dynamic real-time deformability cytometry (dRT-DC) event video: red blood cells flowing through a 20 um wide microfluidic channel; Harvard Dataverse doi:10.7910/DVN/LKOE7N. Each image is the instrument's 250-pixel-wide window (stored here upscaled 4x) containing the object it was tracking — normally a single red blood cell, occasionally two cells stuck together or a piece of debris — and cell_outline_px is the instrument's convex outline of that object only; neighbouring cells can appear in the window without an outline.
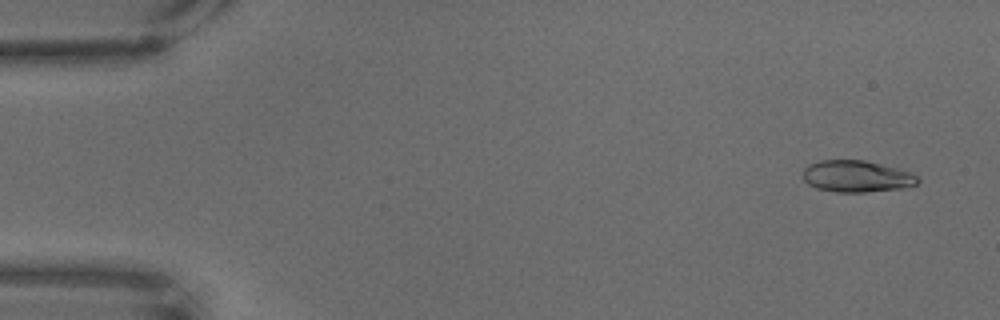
{"species": "common noctule bat (a hibernating species)", "species_latin": "Nyctalus noctula", "temperature_condition": "warm", "stored_images_in_passage": 68, "camera_frame_rate_fps": 3000, "um_per_image_px": 0.085, "animal": {"sex": "male", "body_mass_g": 18.8}, "frame": {"image": 1, "passage_image": 4, "time_ms": 1.0, "image_size_px": [1000, 320], "cell_outline_px": [[920, 180], [916, 184], [904, 188], [864, 192], [836, 192], [816, 188], [808, 184], [804, 180], [804, 168], [808, 164], [820, 160], [864, 160], [912, 172]], "centroid_in_image_um": [72.81, 14.99], "position_along_channel_um": 12.2, "area_um2": 21.15}}
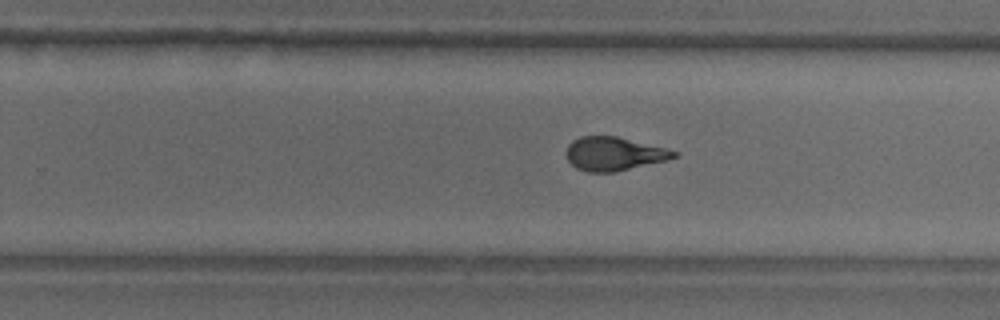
{"frame": {"image": 2, "passage_image": 43, "time_ms": 14.0, "image_size_px": [1000, 320], "cell_outline_px": [[680, 156], [664, 160], [612, 172], [588, 172], [576, 168], [568, 160], [564, 152], [568, 144], [572, 140], [580, 136], [616, 136], [680, 152]], "centroid_in_image_um": [52.13, 13.06], "position_along_channel_um": 277.7, "area_um2": 20.87}}
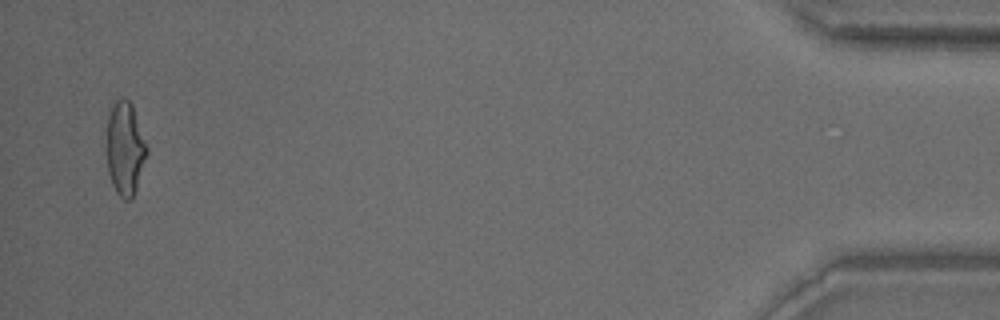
{"frame": {"image": 3, "passage_image": 66, "time_ms": 21.667, "image_size_px": [1000, 320], "cell_outline_px": [[148, 152], [136, 188], [132, 196], [128, 200], [124, 200], [116, 192], [112, 184], [108, 172], [104, 148], [108, 116], [112, 104], [120, 96], [124, 96], [132, 104], [148, 148]], "centroid_in_image_um": [10.58, 12.58], "position_along_channel_um": 424.6, "area_um2": 22.43}}